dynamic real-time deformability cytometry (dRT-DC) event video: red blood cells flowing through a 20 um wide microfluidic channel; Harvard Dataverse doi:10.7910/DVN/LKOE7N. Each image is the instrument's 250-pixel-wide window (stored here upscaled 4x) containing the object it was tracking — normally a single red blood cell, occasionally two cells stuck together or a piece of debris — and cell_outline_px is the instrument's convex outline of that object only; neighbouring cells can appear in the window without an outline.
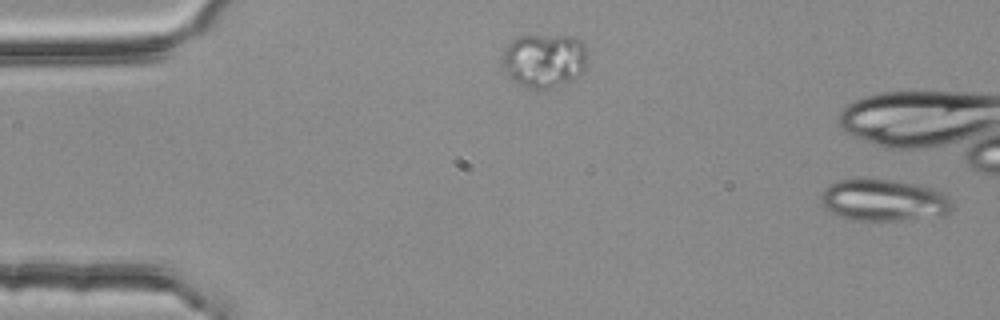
{"species": "common noctule bat (a hibernating species)", "species_latin": "Nyctalus noctula", "temperature_condition": "room temperature", "stored_images_in_passage": 8, "camera_frame_rate_fps": 3000, "um_per_image_px": 0.085, "animal": {"sex": "female", "body_mass_g": 25.1}, "frame": {"image": 1, "passage_image": 1, "time_ms": 0.0, "image_size_px": [1000, 320], "cell_outline_px": [[952, 208], [948, 212], [900, 220], [860, 220], [840, 216], [832, 212], [820, 200], [820, 196], [824, 188], [828, 184], [840, 180], [860, 176], [900, 180], [928, 184], [944, 192], [948, 196], [952, 204]], "centroid_in_image_um": [75.11, 16.92], "position_along_channel_um": 9.9, "area_um2": 32.48}}